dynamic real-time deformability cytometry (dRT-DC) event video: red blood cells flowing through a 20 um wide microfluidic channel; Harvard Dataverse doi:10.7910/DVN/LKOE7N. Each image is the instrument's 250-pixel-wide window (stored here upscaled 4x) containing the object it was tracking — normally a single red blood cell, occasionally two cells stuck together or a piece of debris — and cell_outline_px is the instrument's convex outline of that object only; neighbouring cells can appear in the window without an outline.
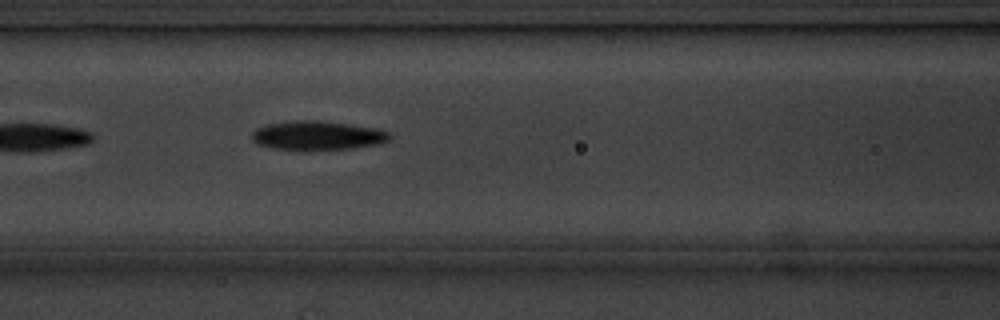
{"species": "common noctule bat (a hibernating species)", "species_latin": "Nyctalus noctula", "temperature_condition": "cold", "stored_images_in_passage": 7, "camera_frame_rate_fps": 3000, "um_per_image_px": 0.085, "animal": {"sex": "male", "body_mass_g": 20.1, "forearm_length_mm": 53.5}, "frame": {"image": 1, "passage_image": 7, "time_ms": 8.0, "image_size_px": [1000, 320], "cell_outline_px": [[388, 140], [380, 144], [348, 148], [272, 148], [260, 144], [252, 140], [252, 132], [256, 128], [268, 124], [296, 120], [320, 120], [352, 124], [376, 128], [388, 132]], "centroid_in_image_um": [26.98, 11.48], "position_along_channel_um": 139.6, "area_um2": 22.6}}